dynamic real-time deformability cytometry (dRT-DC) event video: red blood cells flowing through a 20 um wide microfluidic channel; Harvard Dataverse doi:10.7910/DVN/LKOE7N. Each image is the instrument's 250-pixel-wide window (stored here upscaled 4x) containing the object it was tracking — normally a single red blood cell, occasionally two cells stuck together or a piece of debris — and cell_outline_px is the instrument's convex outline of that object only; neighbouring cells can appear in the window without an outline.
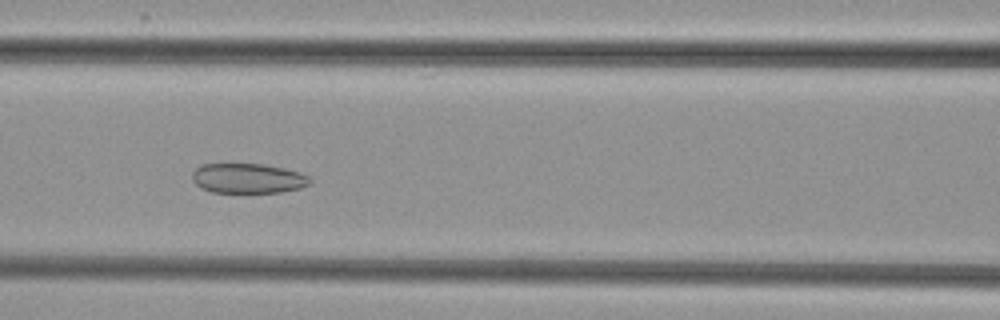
{"species": "common noctule bat (a hibernating species)", "species_latin": "Nyctalus noctula", "temperature_condition": "cold", "stored_images_in_passage": 6, "camera_frame_rate_fps": 3000, "um_per_image_px": 0.085, "animal": {"sex": "female", "body_mass_g": 29.2, "forearm_length_mm": 56.3}, "frame": {"image": 1, "passage_image": 5, "time_ms": 4.667, "image_size_px": [1000, 320], "cell_outline_px": [[312, 180], [308, 184], [300, 188], [280, 192], [212, 192], [200, 188], [192, 180], [192, 172], [200, 164], [264, 164], [284, 168], [300, 172], [308, 176]], "centroid_in_image_um": [21.05, 15.15], "position_along_channel_um": 145.5, "area_um2": 20.52}}
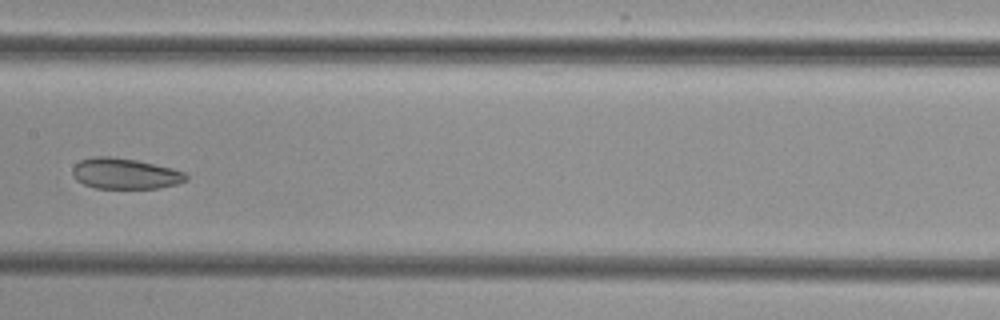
{"frame": {"image": 2, "passage_image": 6, "time_ms": 6.0, "image_size_px": [1000, 320], "cell_outline_px": [[188, 180], [176, 184], [156, 188], [96, 188], [84, 184], [76, 180], [72, 176], [72, 168], [80, 160], [92, 156], [112, 156], [136, 160], [172, 168], [184, 172], [188, 176]], "centroid_in_image_um": [10.6, 14.75], "position_along_channel_um": 196.8, "area_um2": 20.4}}